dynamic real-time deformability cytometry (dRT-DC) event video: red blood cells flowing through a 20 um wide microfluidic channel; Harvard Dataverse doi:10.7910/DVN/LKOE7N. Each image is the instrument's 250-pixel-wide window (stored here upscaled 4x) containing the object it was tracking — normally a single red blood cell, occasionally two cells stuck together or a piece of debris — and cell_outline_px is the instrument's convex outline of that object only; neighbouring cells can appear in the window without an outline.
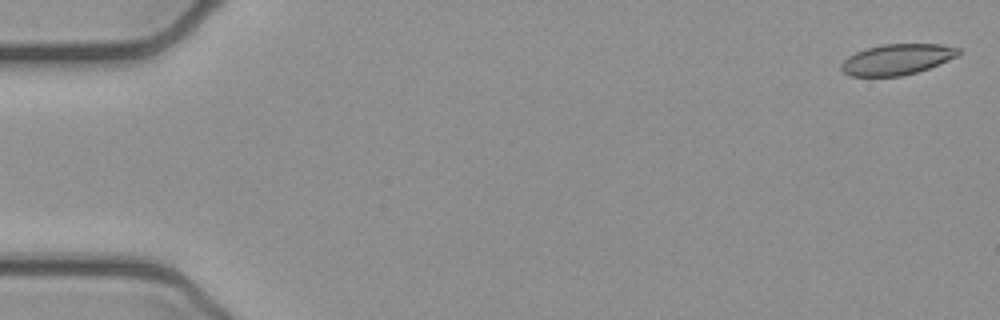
{"species": "common noctule bat (a hibernating species)", "species_latin": "Nyctalus noctula", "temperature_condition": "cold", "stored_images_in_passage": 53, "camera_frame_rate_fps": 3000, "um_per_image_px": 0.085, "animal": {"sex": "female", "body_mass_g": 21.9}, "frame": {"image": 1, "passage_image": 2, "time_ms": 0.333, "image_size_px": [1000, 320], "cell_outline_px": [[960, 52], [956, 56], [928, 68], [916, 72], [900, 76], [852, 76], [844, 72], [840, 68], [840, 64], [848, 56], [864, 48], [884, 44], [940, 44], [960, 48]], "centroid_in_image_um": [76.2, 5.04], "position_along_channel_um": 8.8, "area_um2": 20.81}}
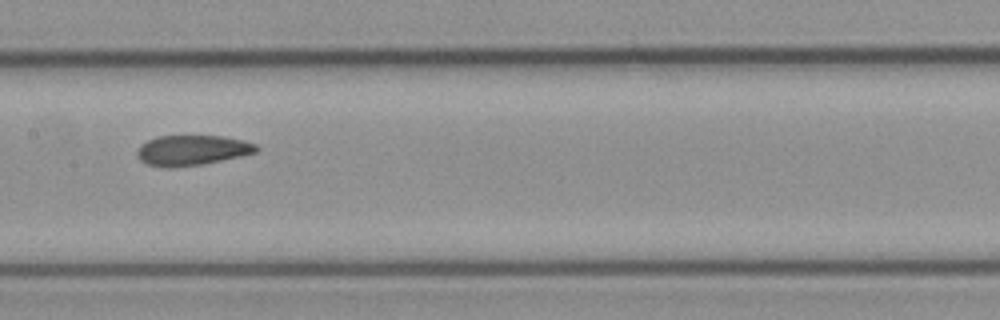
{"frame": {"image": 2, "passage_image": 27, "time_ms": 8.667, "image_size_px": [1000, 320], "cell_outline_px": [[260, 148], [256, 152], [240, 156], [200, 164], [172, 168], [164, 168], [148, 164], [140, 160], [136, 152], [140, 144], [156, 136], [224, 136], [244, 140], [256, 144]], "centroid_in_image_um": [16.31, 12.76], "position_along_channel_um": 191.1, "area_um2": 20.98}}
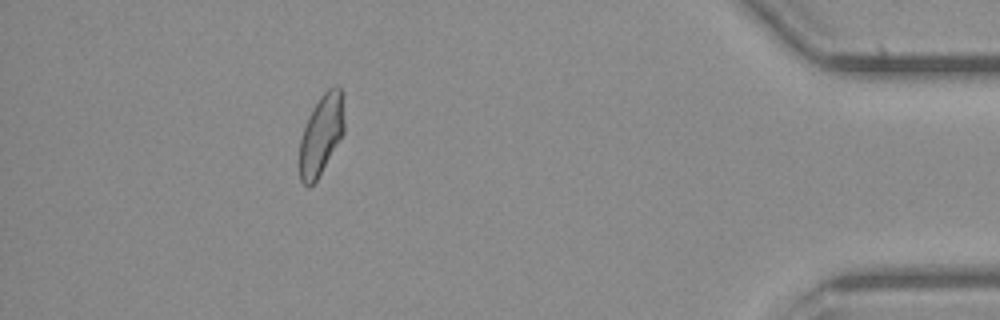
{"frame": {"image": 3, "passage_image": 48, "time_ms": 15.667, "image_size_px": [1000, 320], "cell_outline_px": [[344, 132], [316, 180], [308, 188], [300, 180], [300, 140], [308, 116], [312, 108], [320, 96], [328, 88], [336, 84], [340, 84], [344, 120]], "centroid_in_image_um": [27.3, 11.4], "position_along_channel_um": 407.9, "area_um2": 20.63}, "authors_computed_cell_mechanics": {"area_um2": 21.7906, "velocity_mm_per_s": 3.8899, "shape_relaxation_time_tau1_ms": null, "shape_relaxation_time_tau2_ms": 2.2453, "deformation_change_tau1": null, "deformation_change_tau2": 0.0884}}